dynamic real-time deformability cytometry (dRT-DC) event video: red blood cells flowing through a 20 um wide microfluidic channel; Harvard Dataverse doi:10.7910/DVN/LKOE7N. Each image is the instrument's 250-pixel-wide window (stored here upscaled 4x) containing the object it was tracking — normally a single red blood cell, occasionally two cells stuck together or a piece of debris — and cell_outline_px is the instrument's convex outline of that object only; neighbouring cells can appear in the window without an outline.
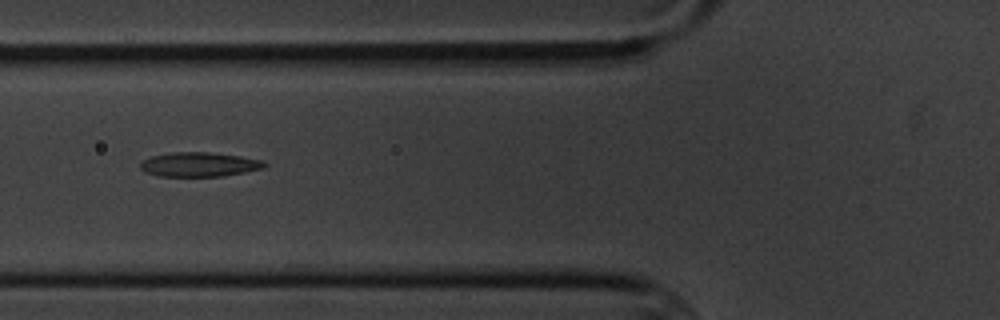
{"species": "common noctule bat (a hibernating species)", "species_latin": "Nyctalus noctula", "temperature_condition": "cold", "stored_images_in_passage": 5, "camera_frame_rate_fps": 3000, "um_per_image_px": 0.085, "animal": {"sex": "male", "body_mass_g": 20.1, "forearm_length_mm": 53.5}, "frame": {"image": 1, "passage_image": 2, "time_ms": 1.0, "image_size_px": [1000, 320], "cell_outline_px": [[268, 164], [264, 168], [224, 176], [156, 176], [144, 172], [140, 168], [140, 164], [144, 160], [152, 156], [172, 152], [208, 152], [240, 156], [264, 160]], "centroid_in_image_um": [16.95, 13.98], "position_along_channel_um": 108.9, "area_um2": 17.69}}
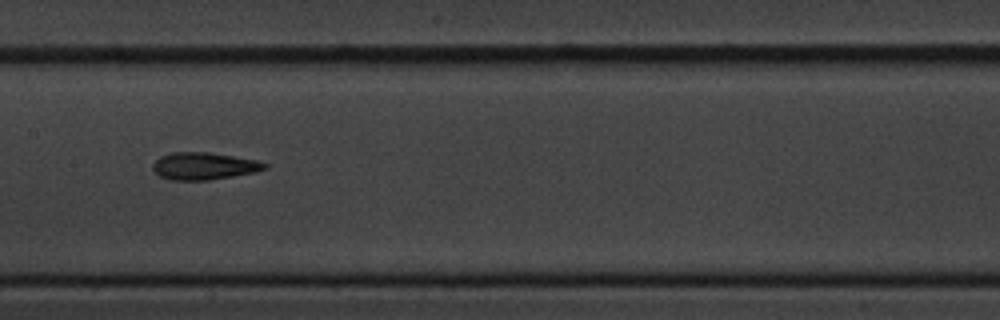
{"frame": {"image": 2, "passage_image": 4, "time_ms": 3.333, "image_size_px": [1000, 320], "cell_outline_px": [[268, 168], [256, 172], [208, 180], [172, 180], [160, 176], [152, 168], [152, 164], [160, 156], [172, 152], [208, 152], [256, 160], [268, 164]], "centroid_in_image_um": [17.33, 14.11], "position_along_channel_um": 190.1, "area_um2": 17.69}}
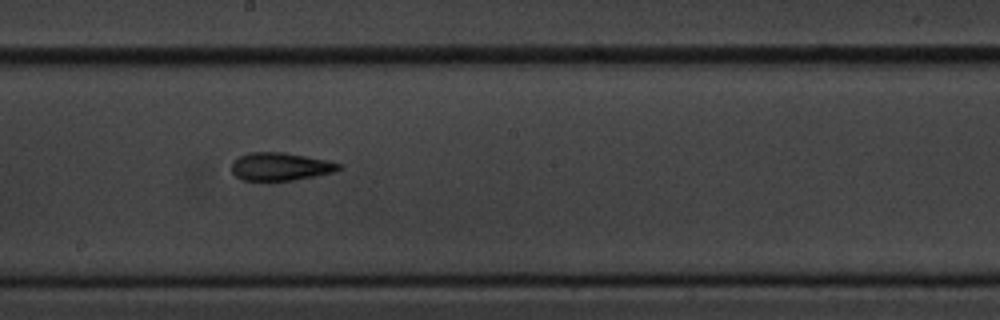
{"frame": {"image": 3, "passage_image": 5, "time_ms": 4.333, "image_size_px": [1000, 320], "cell_outline_px": [[344, 168], [332, 172], [316, 176], [292, 180], [244, 180], [236, 176], [232, 172], [232, 160], [248, 152], [284, 152], [328, 160], [344, 164]], "centroid_in_image_um": [23.87, 14.14], "position_along_channel_um": 224.3, "area_um2": 17.57}}